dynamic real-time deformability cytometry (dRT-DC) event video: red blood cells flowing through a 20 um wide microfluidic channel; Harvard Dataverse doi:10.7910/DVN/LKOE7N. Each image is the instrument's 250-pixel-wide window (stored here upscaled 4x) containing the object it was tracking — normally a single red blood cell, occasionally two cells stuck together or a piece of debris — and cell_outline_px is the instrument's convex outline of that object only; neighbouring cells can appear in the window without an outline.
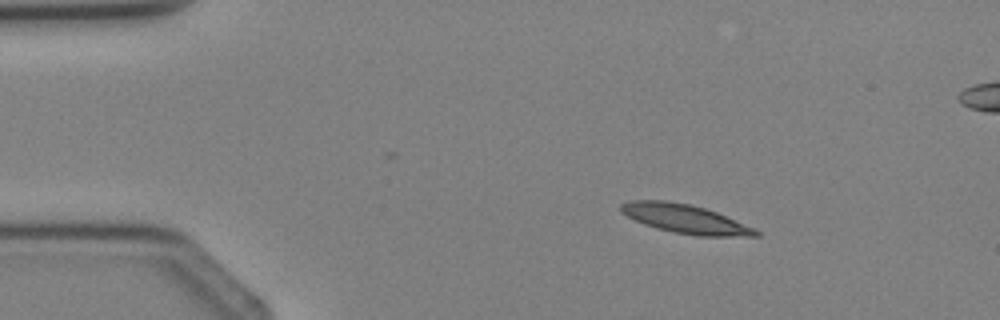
{"species": "Egyptian fruit bat (a non-hibernating species)", "species_latin": "Rousettus aegyptiacus", "temperature_condition": "cold", "stored_images_in_passage": 3, "segment_of_instrument_passage": [1, 2], "camera_frame_rate_fps": 3000, "um_per_image_px": 0.085, "animal": {"sex": "female"}, "frame": {"image": 1, "passage_image": 1, "time_ms": 0.0, "image_size_px": [1000, 320], "cell_outline_px": [[760, 236], [696, 236], [672, 232], [656, 228], [644, 224], [620, 212], [620, 204], [632, 200], [664, 200], [688, 204], [704, 208], [716, 212], [756, 228], [760, 232]], "centroid_in_image_um": [58.25, 18.61], "position_along_channel_um": 26.7, "area_um2": 22.66}}